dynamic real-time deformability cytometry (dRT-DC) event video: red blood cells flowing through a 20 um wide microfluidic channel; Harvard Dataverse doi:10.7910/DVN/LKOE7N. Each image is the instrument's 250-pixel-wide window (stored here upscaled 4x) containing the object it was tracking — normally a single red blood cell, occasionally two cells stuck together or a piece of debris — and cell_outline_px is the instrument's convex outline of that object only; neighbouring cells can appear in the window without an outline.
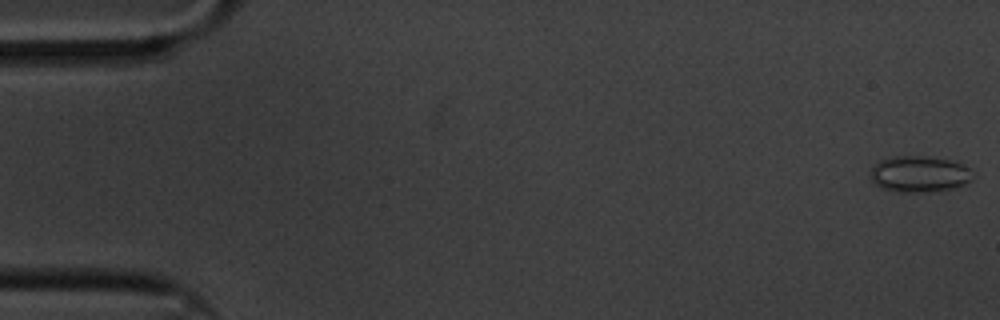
{"species": "common noctule bat (a hibernating species)", "species_latin": "Nyctalus noctula", "temperature_condition": "cold", "stored_images_in_passage": 54, "camera_frame_rate_fps": 3000, "um_per_image_px": 0.085, "animal": {"sex": "male", "body_mass_g": 20.1, "forearm_length_mm": 53.5}, "frame": {"image": 1, "passage_image": 1, "time_ms": 0.0, "image_size_px": [1000, 320], "cell_outline_px": [[976, 176], [972, 180], [956, 188], [928, 192], [900, 192], [880, 188], [872, 180], [872, 168], [880, 160], [892, 156], [924, 156], [952, 160], [972, 168]], "centroid_in_image_um": [78.22, 14.8], "position_along_channel_um": 6.8, "area_um2": 21.91}}
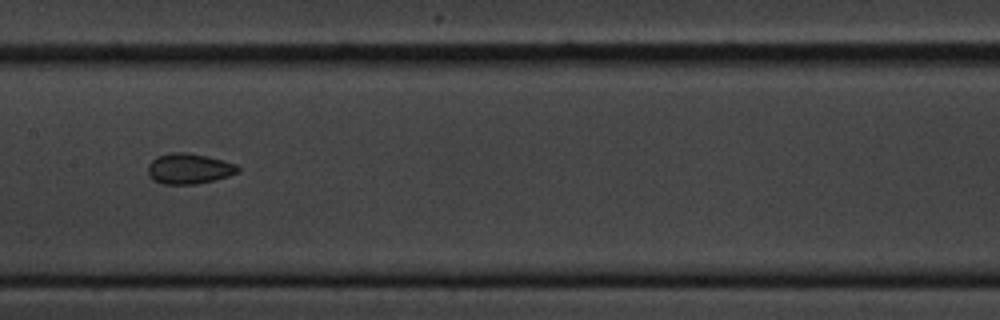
{"frame": {"image": 2, "passage_image": 30, "time_ms": 9.667, "image_size_px": [1000, 320], "cell_outline_px": [[240, 172], [228, 176], [196, 184], [164, 184], [148, 176], [148, 164], [156, 156], [168, 152], [188, 152], [236, 164], [240, 168]], "centroid_in_image_um": [16.04, 14.33], "position_along_channel_um": 191.4, "area_um2": 15.9}}
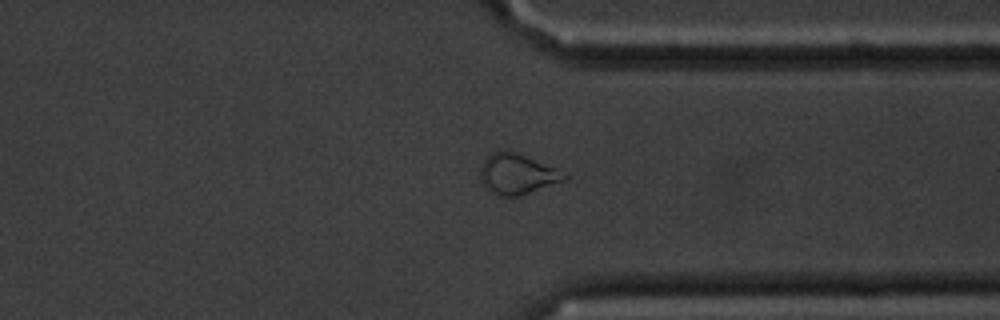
{"frame": {"image": 3, "passage_image": 46, "time_ms": 15.0, "image_size_px": [1000, 320], "cell_outline_px": [[568, 176], [564, 180], [520, 196], [500, 196], [488, 192], [484, 188], [480, 180], [480, 168], [484, 160], [496, 148], [504, 148], [556, 168]], "centroid_in_image_um": [43.87, 14.78], "position_along_channel_um": 367.5, "area_um2": 19.94}}